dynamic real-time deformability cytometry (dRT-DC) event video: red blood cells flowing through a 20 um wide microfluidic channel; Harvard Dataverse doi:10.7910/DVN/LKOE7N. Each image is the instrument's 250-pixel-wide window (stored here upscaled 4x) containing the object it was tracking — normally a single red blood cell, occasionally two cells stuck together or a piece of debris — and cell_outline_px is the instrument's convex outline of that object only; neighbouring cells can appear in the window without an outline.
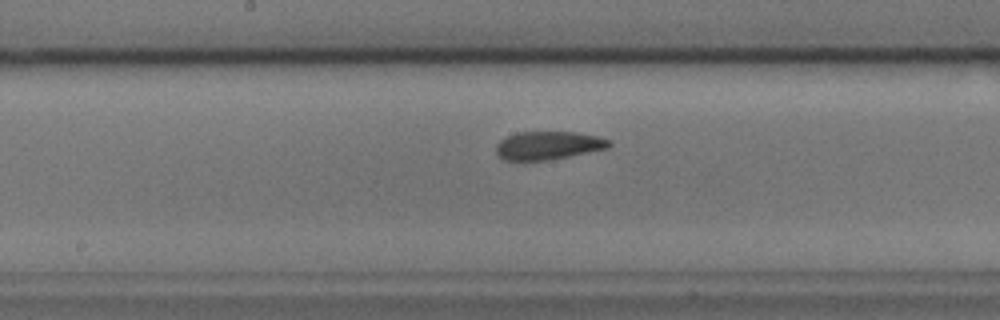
{"species": "common noctule bat (a hibernating species)", "species_latin": "Nyctalus noctula", "temperature_condition": "cold", "stored_images_in_passage": 40, "camera_frame_rate_fps": 3000, "um_per_image_px": 0.085, "animal": {"sex": "male", "body_mass_g": 17.9, "forearm_length_mm": 54.2}, "frame": {"image": 1, "passage_image": 12, "time_ms": 3.667, "image_size_px": [1000, 320], "cell_outline_px": [[612, 144], [608, 148], [548, 160], [504, 160], [496, 152], [496, 144], [500, 140], [508, 136], [520, 132], [572, 132], [596, 136], [608, 140]], "centroid_in_image_um": [46.57, 12.36], "position_along_channel_um": 201.6, "area_um2": 18.26}}
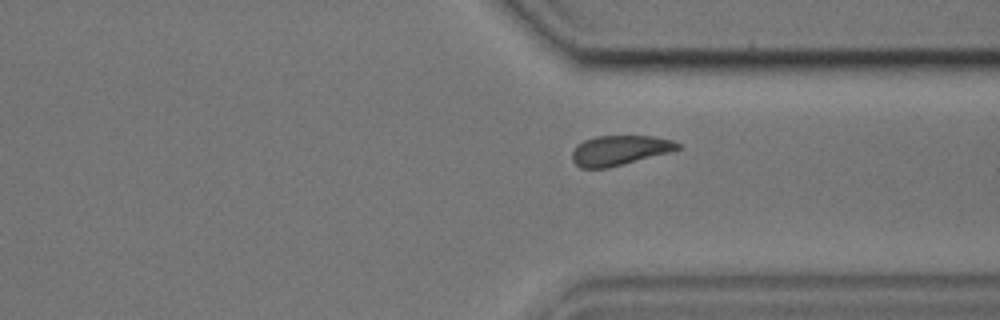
{"frame": {"image": 2, "passage_image": 25, "time_ms": 8.0, "image_size_px": [1000, 320], "cell_outline_px": [[680, 148], [672, 152], [608, 168], [580, 168], [572, 160], [572, 152], [584, 140], [596, 136], [652, 136], [672, 140], [680, 144]], "centroid_in_image_um": [52.69, 12.78], "position_along_channel_um": 358.7, "area_um2": 18.32}}
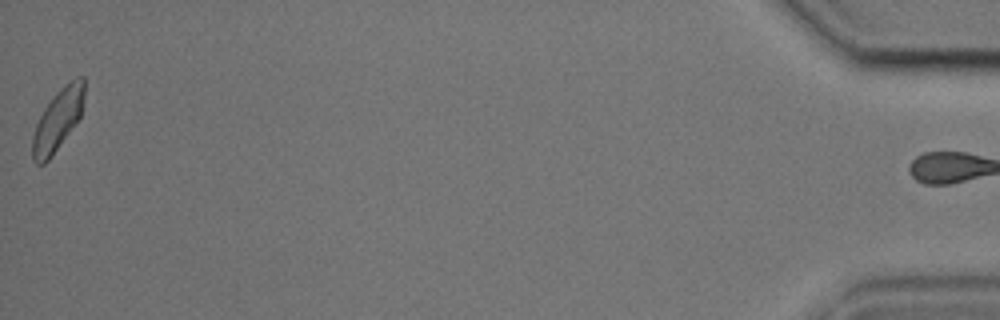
{"frame": {"image": 3, "passage_image": 39, "time_ms": 12.667, "image_size_px": [1000, 320], "cell_outline_px": [[84, 96], [80, 116], [52, 156], [44, 164], [36, 164], [32, 160], [32, 136], [36, 124], [44, 108], [56, 92], [60, 88], [76, 76], [84, 76]], "centroid_in_image_um": [4.89, 10.18], "position_along_channel_um": 430.3, "area_um2": 18.38}}